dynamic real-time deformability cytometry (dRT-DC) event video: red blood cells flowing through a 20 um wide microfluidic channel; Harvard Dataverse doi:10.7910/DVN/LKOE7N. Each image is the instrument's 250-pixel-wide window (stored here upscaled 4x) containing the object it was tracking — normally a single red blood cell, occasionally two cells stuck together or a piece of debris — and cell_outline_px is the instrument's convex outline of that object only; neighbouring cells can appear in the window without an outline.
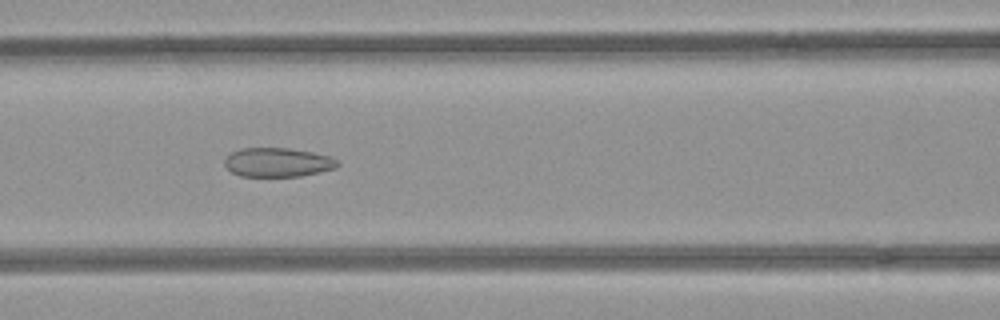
{"species": "common noctule bat (a hibernating species)", "species_latin": "Nyctalus noctula", "temperature_condition": "room temperature", "stored_images_in_passage": 44, "camera_frame_rate_fps": 3000, "um_per_image_px": 0.085, "animal": {"sex": "female", "body_mass_g": 21.9}, "frame": {"image": 1, "passage_image": 15, "time_ms": 4.667, "image_size_px": [1000, 320], "cell_outline_px": [[340, 164], [336, 168], [320, 172], [300, 176], [240, 176], [232, 172], [224, 164], [224, 160], [232, 152], [240, 148], [288, 148], [312, 152], [332, 156]], "centroid_in_image_um": [23.63, 13.79], "position_along_channel_um": 143.0, "area_um2": 19.13}}
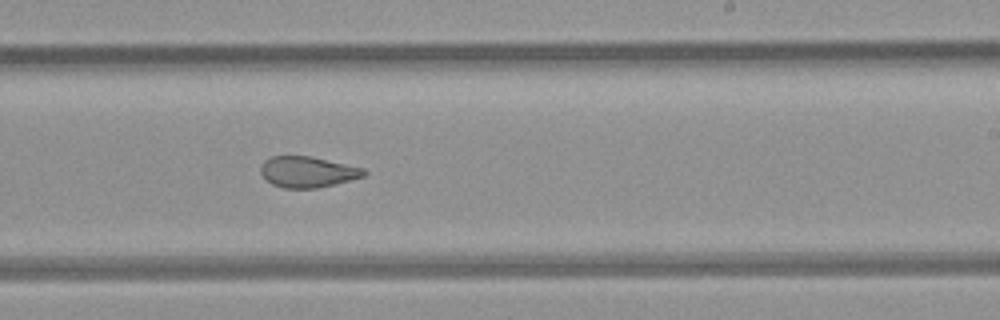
{"frame": {"image": 2, "passage_image": 24, "time_ms": 7.667, "image_size_px": [1000, 320], "cell_outline_px": [[368, 172], [364, 176], [316, 188], [284, 188], [272, 184], [260, 172], [260, 164], [264, 160], [272, 156], [308, 156], [364, 168]], "centroid_in_image_um": [26.11, 14.6], "position_along_channel_um": 262.9, "area_um2": 18.32}}
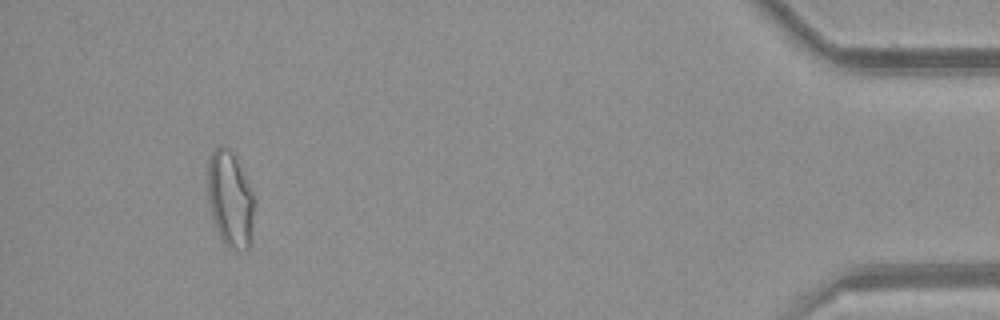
{"frame": {"image": 3, "passage_image": 41, "time_ms": 13.333, "image_size_px": [1000, 320], "cell_outline_px": [[252, 240], [248, 248], [244, 252], [228, 248], [220, 240], [212, 220], [208, 200], [208, 160], [212, 148], [220, 144], [232, 148], [236, 156], [252, 192]], "centroid_in_image_um": [19.53, 16.92], "position_along_channel_um": 415.7, "area_um2": 26.59}, "authors_computed_cell_mechanics": {"area_um2": 21.8773, "velocity_mm_per_s": 4.0063, "shape_relaxation_time_tau1_ms": null, "shape_relaxation_time_tau2_ms": 1.5115, "deformation_change_tau1": null, "deformation_change_tau2": 0.087}}